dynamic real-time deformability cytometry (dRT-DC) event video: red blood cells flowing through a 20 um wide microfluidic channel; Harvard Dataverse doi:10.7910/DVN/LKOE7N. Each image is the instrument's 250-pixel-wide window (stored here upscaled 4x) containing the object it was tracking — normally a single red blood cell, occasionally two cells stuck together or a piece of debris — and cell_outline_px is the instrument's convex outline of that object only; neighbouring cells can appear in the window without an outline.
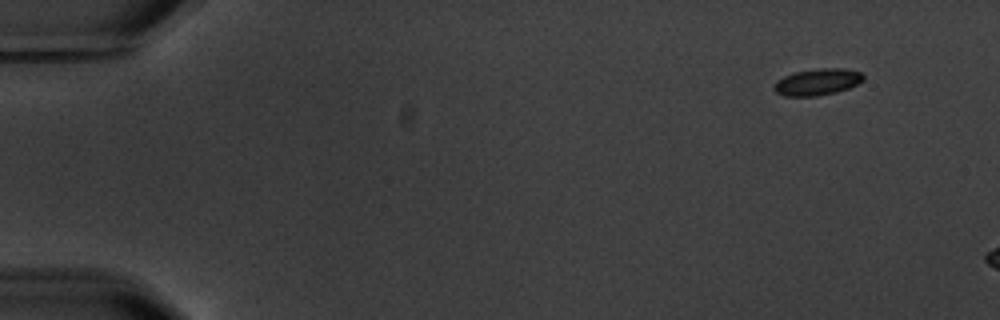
{"species": "common noctule bat (a hibernating species)", "species_latin": "Nyctalus noctula", "temperature_condition": "warm", "stored_images_in_passage": 3, "camera_frame_rate_fps": 3000, "um_per_image_px": 0.085, "animal": {"sex": "male", "body_mass_g": 20.1, "forearm_length_mm": 53.5}, "frame": {"image": 1, "passage_image": 1, "time_ms": 0.0, "image_size_px": [1000, 320], "cell_outline_px": [[864, 80], [848, 88], [836, 92], [816, 96], [784, 96], [776, 92], [772, 88], [772, 84], [776, 80], [792, 72], [820, 68], [844, 68], [864, 72]], "centroid_in_image_um": [69.46, 6.95], "position_along_channel_um": 15.5, "area_um2": 14.1}}